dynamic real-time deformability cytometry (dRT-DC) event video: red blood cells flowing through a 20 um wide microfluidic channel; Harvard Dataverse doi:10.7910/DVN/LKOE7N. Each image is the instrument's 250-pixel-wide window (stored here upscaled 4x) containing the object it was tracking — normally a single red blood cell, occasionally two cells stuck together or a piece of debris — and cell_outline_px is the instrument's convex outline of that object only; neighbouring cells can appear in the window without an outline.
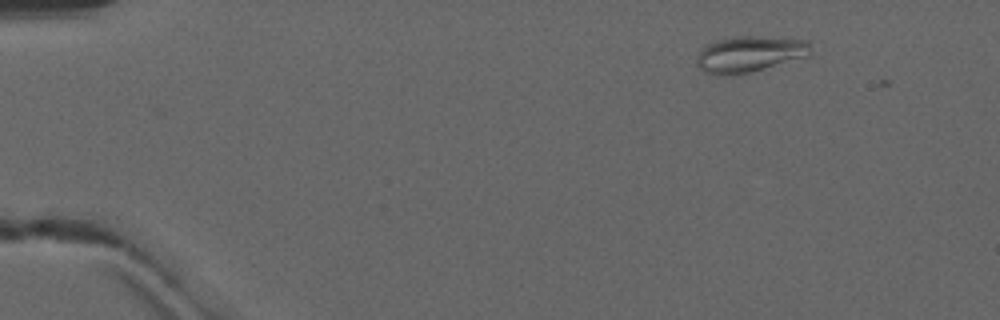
{"species": "common noctule bat (a hibernating species)", "species_latin": "Nyctalus noctula", "temperature_condition": "warm", "stored_images_in_passage": 4, "camera_frame_rate_fps": 3000, "um_per_image_px": 0.085, "animal": {"sex": "male", "forearm_length_mm": 52.5}, "frame": {"image": 1, "passage_image": 3, "time_ms": 0.667, "image_size_px": [1000, 320], "cell_outline_px": [[812, 56], [748, 72], [720, 76], [704, 72], [696, 64], [696, 56], [700, 48], [716, 40], [732, 36], [756, 36], [808, 40], [812, 44]], "centroid_in_image_um": [63.73, 4.58], "position_along_channel_um": 21.3, "area_um2": 24.33}}